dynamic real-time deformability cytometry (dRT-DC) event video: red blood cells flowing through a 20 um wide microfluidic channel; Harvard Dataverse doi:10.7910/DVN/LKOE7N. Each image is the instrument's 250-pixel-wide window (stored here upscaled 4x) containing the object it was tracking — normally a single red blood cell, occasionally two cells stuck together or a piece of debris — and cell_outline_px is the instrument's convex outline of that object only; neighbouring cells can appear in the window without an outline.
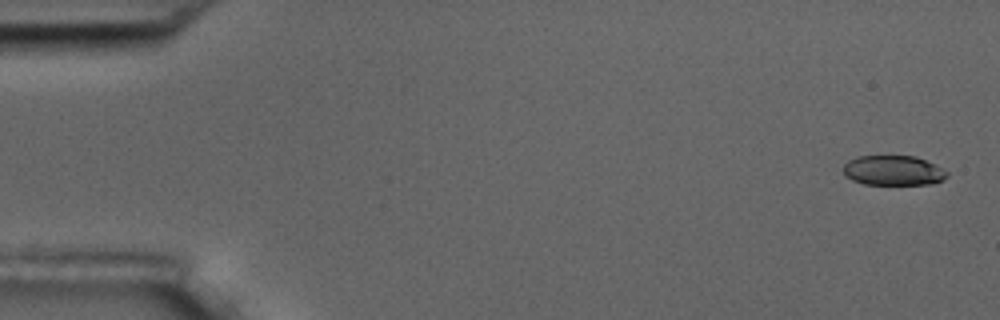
{"species": "common noctule bat (a hibernating species)", "species_latin": "Nyctalus noctula", "temperature_condition": "room temperature", "stored_images_in_passage": 6, "camera_frame_rate_fps": 3000, "um_per_image_px": 0.085, "animal": {"sex": "male", "body_mass_g": 17.5, "forearm_length_mm": 52.3}, "frame": {"image": 1, "passage_image": 1, "time_ms": 0.0, "image_size_px": [1000, 320], "cell_outline_px": [[948, 176], [932, 184], [864, 184], [852, 180], [844, 176], [844, 164], [848, 160], [856, 156], [916, 156], [936, 164], [948, 172]], "centroid_in_image_um": [75.92, 14.48], "position_along_channel_um": 9.1, "area_um2": 18.15}}
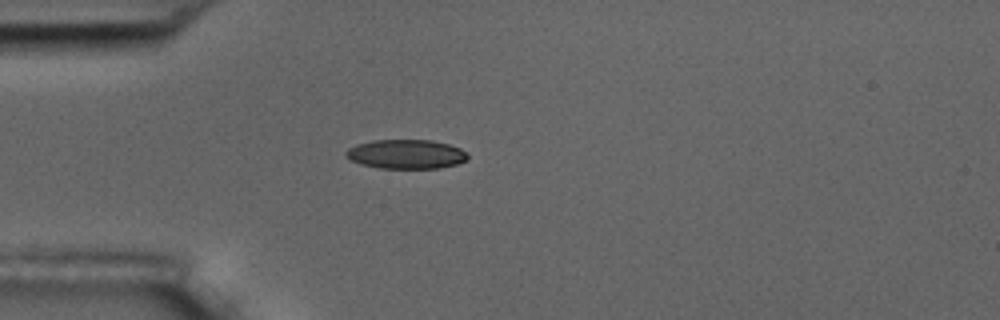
{"frame": {"image": 2, "passage_image": 5, "time_ms": 4.667, "image_size_px": [1000, 320], "cell_outline_px": [[468, 160], [456, 164], [440, 168], [380, 168], [360, 164], [344, 156], [344, 152], [348, 148], [356, 144], [372, 140], [432, 140], [448, 144], [460, 148], [468, 156]], "centroid_in_image_um": [34.49, 13.1], "position_along_channel_um": 50.5, "area_um2": 20.81}}